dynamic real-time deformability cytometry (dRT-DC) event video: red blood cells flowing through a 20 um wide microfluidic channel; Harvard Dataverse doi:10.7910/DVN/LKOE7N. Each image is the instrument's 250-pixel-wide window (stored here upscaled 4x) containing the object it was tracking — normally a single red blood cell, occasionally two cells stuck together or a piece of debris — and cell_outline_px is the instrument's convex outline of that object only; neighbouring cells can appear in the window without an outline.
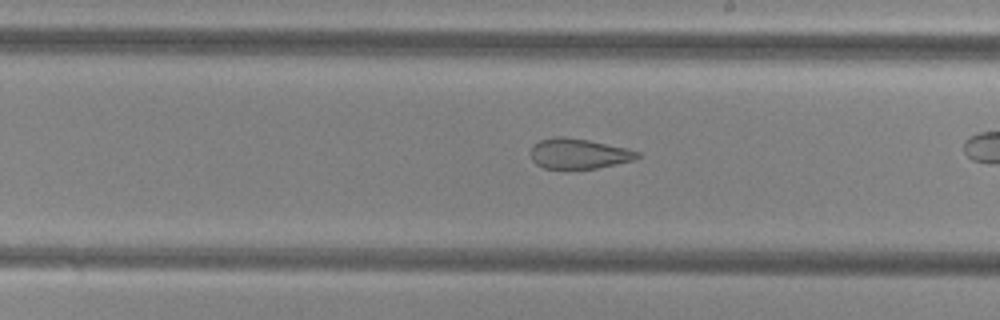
{"species": "common noctule bat (a hibernating species)", "species_latin": "Nyctalus noctula", "temperature_condition": "cold", "stored_images_in_passage": 29, "camera_frame_rate_fps": 3000, "um_per_image_px": 0.085, "animal": {"sex": "female", "body_mass_g": 29.2, "forearm_length_mm": 56.3}, "frame": {"image": 1, "passage_image": 21, "time_ms": 6.667, "image_size_px": [1000, 320], "cell_outline_px": [[640, 156], [632, 160], [616, 164], [596, 168], [544, 168], [536, 164], [532, 160], [528, 152], [532, 144], [540, 140], [552, 136], [564, 136], [588, 140], [628, 148], [640, 152]], "centroid_in_image_um": [49.13, 13.04], "position_along_channel_um": 239.9, "area_um2": 18.96}}